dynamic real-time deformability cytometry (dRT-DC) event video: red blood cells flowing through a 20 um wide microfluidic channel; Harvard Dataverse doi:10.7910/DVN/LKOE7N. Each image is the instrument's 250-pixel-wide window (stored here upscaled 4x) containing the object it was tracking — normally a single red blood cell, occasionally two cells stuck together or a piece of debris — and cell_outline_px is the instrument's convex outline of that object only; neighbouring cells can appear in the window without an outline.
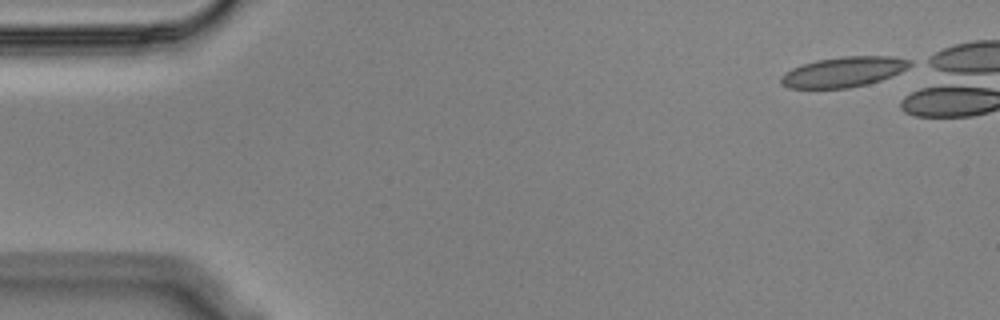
{"species": "Egyptian fruit bat (a non-hibernating species)", "species_latin": "Rousettus aegyptiacus", "temperature_condition": "cold", "stored_images_in_passage": 21, "camera_frame_rate_fps": 3000, "um_per_image_px": 0.085, "animal": {"sex": "male"}, "frame": {"image": 1, "passage_image": 1, "time_ms": 0.0, "image_size_px": [1000, 320], "cell_outline_px": [[916, 64], [900, 72], [880, 80], [868, 84], [848, 88], [788, 88], [780, 84], [780, 76], [784, 72], [792, 68], [816, 60], [844, 56], [892, 56], [912, 60]], "centroid_in_image_um": [71.72, 6.11], "position_along_channel_um": 13.3, "area_um2": 22.89}}
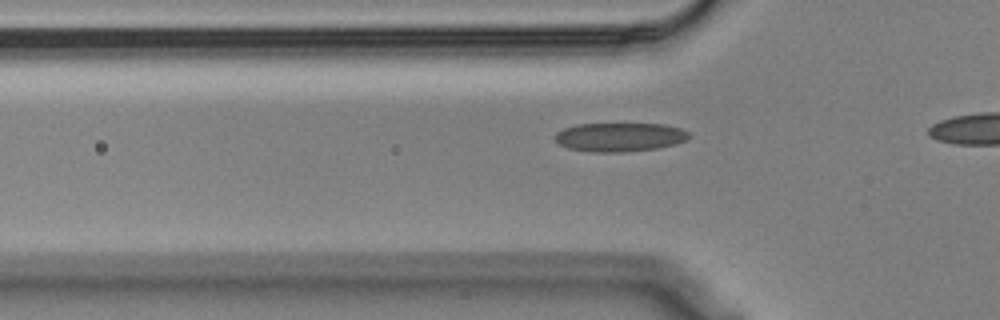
{"frame": {"image": 2, "passage_image": 15, "time_ms": 4.667, "image_size_px": [1000, 320], "cell_outline_px": [[692, 136], [676, 144], [656, 148], [624, 152], [592, 152], [568, 148], [560, 144], [552, 136], [556, 132], [564, 128], [576, 124], [664, 124], [680, 128], [688, 132]], "centroid_in_image_um": [52.65, 11.65], "position_along_channel_um": 73.1, "area_um2": 22.54}}